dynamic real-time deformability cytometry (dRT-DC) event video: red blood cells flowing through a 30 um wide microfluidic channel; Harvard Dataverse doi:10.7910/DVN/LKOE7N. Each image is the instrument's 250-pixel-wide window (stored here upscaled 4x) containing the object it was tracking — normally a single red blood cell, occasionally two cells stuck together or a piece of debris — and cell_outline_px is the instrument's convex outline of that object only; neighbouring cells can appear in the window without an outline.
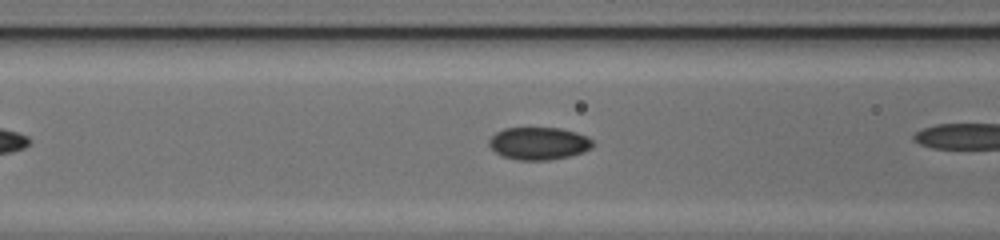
{"species": "common noctule bat (a hibernating species)", "species_latin": "Nyctalus noctula", "temperature_condition": "cold", "stored_images_in_passage": 7, "camera_frame_rate_fps": 3000, "um_per_image_px": 0.085, "animal": {"sex": "female", "body_mass_g": 17.0, "forearm_length_mm": 48.0}, "frame": {"image": 1, "passage_image": 6, "time_ms": 1.667, "image_size_px": [1000, 240], "cell_outline_px": [[596, 144], [592, 148], [584, 152], [568, 156], [548, 160], [516, 160], [504, 156], [496, 152], [488, 144], [488, 140], [496, 132], [504, 128], [560, 128], [576, 132], [588, 136]], "centroid_in_image_um": [45.83, 12.18], "position_along_channel_um": 120.8, "area_um2": 19.77}}